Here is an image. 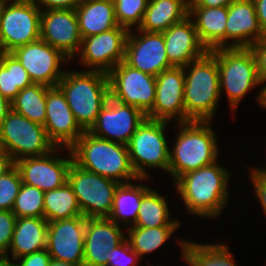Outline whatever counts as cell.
<instances>
[{
    "instance_id": "19",
    "label": "cell",
    "mask_w": 266,
    "mask_h": 266,
    "mask_svg": "<svg viewBox=\"0 0 266 266\" xmlns=\"http://www.w3.org/2000/svg\"><path fill=\"white\" fill-rule=\"evenodd\" d=\"M44 127L49 140L59 151L60 148L64 149L63 147L70 149L84 133L58 86L47 88Z\"/></svg>"
},
{
    "instance_id": "16",
    "label": "cell",
    "mask_w": 266,
    "mask_h": 266,
    "mask_svg": "<svg viewBox=\"0 0 266 266\" xmlns=\"http://www.w3.org/2000/svg\"><path fill=\"white\" fill-rule=\"evenodd\" d=\"M85 228L84 216L48 222L46 250L51 258L83 266Z\"/></svg>"
},
{
    "instance_id": "2",
    "label": "cell",
    "mask_w": 266,
    "mask_h": 266,
    "mask_svg": "<svg viewBox=\"0 0 266 266\" xmlns=\"http://www.w3.org/2000/svg\"><path fill=\"white\" fill-rule=\"evenodd\" d=\"M70 150L73 162L86 171L119 183L139 179L131 165L125 144L102 139L84 131Z\"/></svg>"
},
{
    "instance_id": "43",
    "label": "cell",
    "mask_w": 266,
    "mask_h": 266,
    "mask_svg": "<svg viewBox=\"0 0 266 266\" xmlns=\"http://www.w3.org/2000/svg\"><path fill=\"white\" fill-rule=\"evenodd\" d=\"M36 5L45 6L44 10L75 9L81 0H32Z\"/></svg>"
},
{
    "instance_id": "30",
    "label": "cell",
    "mask_w": 266,
    "mask_h": 266,
    "mask_svg": "<svg viewBox=\"0 0 266 266\" xmlns=\"http://www.w3.org/2000/svg\"><path fill=\"white\" fill-rule=\"evenodd\" d=\"M165 198L153 189H149L141 199L137 221L132 227H179L180 220H171Z\"/></svg>"
},
{
    "instance_id": "33",
    "label": "cell",
    "mask_w": 266,
    "mask_h": 266,
    "mask_svg": "<svg viewBox=\"0 0 266 266\" xmlns=\"http://www.w3.org/2000/svg\"><path fill=\"white\" fill-rule=\"evenodd\" d=\"M47 88L45 85L33 83L21 89L11 102L12 110L25 116L32 122L44 126L46 120Z\"/></svg>"
},
{
    "instance_id": "44",
    "label": "cell",
    "mask_w": 266,
    "mask_h": 266,
    "mask_svg": "<svg viewBox=\"0 0 266 266\" xmlns=\"http://www.w3.org/2000/svg\"><path fill=\"white\" fill-rule=\"evenodd\" d=\"M234 0H189L188 7L228 6Z\"/></svg>"
},
{
    "instance_id": "37",
    "label": "cell",
    "mask_w": 266,
    "mask_h": 266,
    "mask_svg": "<svg viewBox=\"0 0 266 266\" xmlns=\"http://www.w3.org/2000/svg\"><path fill=\"white\" fill-rule=\"evenodd\" d=\"M22 184L20 172L15 165L0 178V210L12 211Z\"/></svg>"
},
{
    "instance_id": "48",
    "label": "cell",
    "mask_w": 266,
    "mask_h": 266,
    "mask_svg": "<svg viewBox=\"0 0 266 266\" xmlns=\"http://www.w3.org/2000/svg\"><path fill=\"white\" fill-rule=\"evenodd\" d=\"M258 103L261 105L262 108H266V84L264 87L261 88L259 95L257 96Z\"/></svg>"
},
{
    "instance_id": "45",
    "label": "cell",
    "mask_w": 266,
    "mask_h": 266,
    "mask_svg": "<svg viewBox=\"0 0 266 266\" xmlns=\"http://www.w3.org/2000/svg\"><path fill=\"white\" fill-rule=\"evenodd\" d=\"M256 15L263 33H266V0H253Z\"/></svg>"
},
{
    "instance_id": "23",
    "label": "cell",
    "mask_w": 266,
    "mask_h": 266,
    "mask_svg": "<svg viewBox=\"0 0 266 266\" xmlns=\"http://www.w3.org/2000/svg\"><path fill=\"white\" fill-rule=\"evenodd\" d=\"M263 36L264 33L260 27L253 0L232 1L228 5L225 48L251 47ZM231 39L234 42L229 45L227 40Z\"/></svg>"
},
{
    "instance_id": "17",
    "label": "cell",
    "mask_w": 266,
    "mask_h": 266,
    "mask_svg": "<svg viewBox=\"0 0 266 266\" xmlns=\"http://www.w3.org/2000/svg\"><path fill=\"white\" fill-rule=\"evenodd\" d=\"M128 32L124 61L142 72L158 76L165 69L173 67L167 58L163 33L138 30Z\"/></svg>"
},
{
    "instance_id": "50",
    "label": "cell",
    "mask_w": 266,
    "mask_h": 266,
    "mask_svg": "<svg viewBox=\"0 0 266 266\" xmlns=\"http://www.w3.org/2000/svg\"><path fill=\"white\" fill-rule=\"evenodd\" d=\"M0 266H15L12 261L9 260V257H0Z\"/></svg>"
},
{
    "instance_id": "40",
    "label": "cell",
    "mask_w": 266,
    "mask_h": 266,
    "mask_svg": "<svg viewBox=\"0 0 266 266\" xmlns=\"http://www.w3.org/2000/svg\"><path fill=\"white\" fill-rule=\"evenodd\" d=\"M250 49L256 59L260 83H263L266 81V33L258 42L254 43Z\"/></svg>"
},
{
    "instance_id": "28",
    "label": "cell",
    "mask_w": 266,
    "mask_h": 266,
    "mask_svg": "<svg viewBox=\"0 0 266 266\" xmlns=\"http://www.w3.org/2000/svg\"><path fill=\"white\" fill-rule=\"evenodd\" d=\"M130 183H120L114 194L113 207L107 218L117 225H119L118 221H121L120 223L128 222L127 224L130 223L131 226L135 225L142 196L150 189L149 186H133ZM129 216L132 219H129Z\"/></svg>"
},
{
    "instance_id": "8",
    "label": "cell",
    "mask_w": 266,
    "mask_h": 266,
    "mask_svg": "<svg viewBox=\"0 0 266 266\" xmlns=\"http://www.w3.org/2000/svg\"><path fill=\"white\" fill-rule=\"evenodd\" d=\"M55 148L43 125L32 122L13 110L2 122L0 151L5 152L14 162L20 158L46 155Z\"/></svg>"
},
{
    "instance_id": "29",
    "label": "cell",
    "mask_w": 266,
    "mask_h": 266,
    "mask_svg": "<svg viewBox=\"0 0 266 266\" xmlns=\"http://www.w3.org/2000/svg\"><path fill=\"white\" fill-rule=\"evenodd\" d=\"M178 243L181 244L182 259L190 266H237L224 243L207 245L183 239Z\"/></svg>"
},
{
    "instance_id": "36",
    "label": "cell",
    "mask_w": 266,
    "mask_h": 266,
    "mask_svg": "<svg viewBox=\"0 0 266 266\" xmlns=\"http://www.w3.org/2000/svg\"><path fill=\"white\" fill-rule=\"evenodd\" d=\"M115 16L119 26L130 31L132 26L142 23L149 0H113Z\"/></svg>"
},
{
    "instance_id": "6",
    "label": "cell",
    "mask_w": 266,
    "mask_h": 266,
    "mask_svg": "<svg viewBox=\"0 0 266 266\" xmlns=\"http://www.w3.org/2000/svg\"><path fill=\"white\" fill-rule=\"evenodd\" d=\"M210 52L217 59L220 92L225 91L235 110L245 94L260 85L255 56L250 47H226Z\"/></svg>"
},
{
    "instance_id": "49",
    "label": "cell",
    "mask_w": 266,
    "mask_h": 266,
    "mask_svg": "<svg viewBox=\"0 0 266 266\" xmlns=\"http://www.w3.org/2000/svg\"><path fill=\"white\" fill-rule=\"evenodd\" d=\"M49 266H75V265L64 262V261H58V260L51 259Z\"/></svg>"
},
{
    "instance_id": "10",
    "label": "cell",
    "mask_w": 266,
    "mask_h": 266,
    "mask_svg": "<svg viewBox=\"0 0 266 266\" xmlns=\"http://www.w3.org/2000/svg\"><path fill=\"white\" fill-rule=\"evenodd\" d=\"M85 218L108 217L119 182L86 171L72 162L67 176Z\"/></svg>"
},
{
    "instance_id": "25",
    "label": "cell",
    "mask_w": 266,
    "mask_h": 266,
    "mask_svg": "<svg viewBox=\"0 0 266 266\" xmlns=\"http://www.w3.org/2000/svg\"><path fill=\"white\" fill-rule=\"evenodd\" d=\"M81 38L119 26L113 0H81L75 8Z\"/></svg>"
},
{
    "instance_id": "13",
    "label": "cell",
    "mask_w": 266,
    "mask_h": 266,
    "mask_svg": "<svg viewBox=\"0 0 266 266\" xmlns=\"http://www.w3.org/2000/svg\"><path fill=\"white\" fill-rule=\"evenodd\" d=\"M145 118L146 115L140 109L109 96L88 132L96 137L127 145Z\"/></svg>"
},
{
    "instance_id": "34",
    "label": "cell",
    "mask_w": 266,
    "mask_h": 266,
    "mask_svg": "<svg viewBox=\"0 0 266 266\" xmlns=\"http://www.w3.org/2000/svg\"><path fill=\"white\" fill-rule=\"evenodd\" d=\"M178 227H130L128 229V240L132 250L139 257L149 254L164 244Z\"/></svg>"
},
{
    "instance_id": "32",
    "label": "cell",
    "mask_w": 266,
    "mask_h": 266,
    "mask_svg": "<svg viewBox=\"0 0 266 266\" xmlns=\"http://www.w3.org/2000/svg\"><path fill=\"white\" fill-rule=\"evenodd\" d=\"M33 84L26 69L11 52H0V92L13 101L21 89Z\"/></svg>"
},
{
    "instance_id": "3",
    "label": "cell",
    "mask_w": 266,
    "mask_h": 266,
    "mask_svg": "<svg viewBox=\"0 0 266 266\" xmlns=\"http://www.w3.org/2000/svg\"><path fill=\"white\" fill-rule=\"evenodd\" d=\"M57 86L64 93L80 128L89 131L110 96L108 74L90 69L66 71Z\"/></svg>"
},
{
    "instance_id": "31",
    "label": "cell",
    "mask_w": 266,
    "mask_h": 266,
    "mask_svg": "<svg viewBox=\"0 0 266 266\" xmlns=\"http://www.w3.org/2000/svg\"><path fill=\"white\" fill-rule=\"evenodd\" d=\"M43 217L48 222L83 216L76 195L66 182L62 187L44 193Z\"/></svg>"
},
{
    "instance_id": "18",
    "label": "cell",
    "mask_w": 266,
    "mask_h": 266,
    "mask_svg": "<svg viewBox=\"0 0 266 266\" xmlns=\"http://www.w3.org/2000/svg\"><path fill=\"white\" fill-rule=\"evenodd\" d=\"M185 74L183 67H171L156 76V97L146 118L167 121L174 116L178 123L189 122L184 106Z\"/></svg>"
},
{
    "instance_id": "27",
    "label": "cell",
    "mask_w": 266,
    "mask_h": 266,
    "mask_svg": "<svg viewBox=\"0 0 266 266\" xmlns=\"http://www.w3.org/2000/svg\"><path fill=\"white\" fill-rule=\"evenodd\" d=\"M189 0H149L138 30L162 33L188 16Z\"/></svg>"
},
{
    "instance_id": "46",
    "label": "cell",
    "mask_w": 266,
    "mask_h": 266,
    "mask_svg": "<svg viewBox=\"0 0 266 266\" xmlns=\"http://www.w3.org/2000/svg\"><path fill=\"white\" fill-rule=\"evenodd\" d=\"M15 162L8 156L5 152L0 151V178L7 173L13 166Z\"/></svg>"
},
{
    "instance_id": "21",
    "label": "cell",
    "mask_w": 266,
    "mask_h": 266,
    "mask_svg": "<svg viewBox=\"0 0 266 266\" xmlns=\"http://www.w3.org/2000/svg\"><path fill=\"white\" fill-rule=\"evenodd\" d=\"M126 235L107 217L86 218L83 266H107L110 251L121 244Z\"/></svg>"
},
{
    "instance_id": "5",
    "label": "cell",
    "mask_w": 266,
    "mask_h": 266,
    "mask_svg": "<svg viewBox=\"0 0 266 266\" xmlns=\"http://www.w3.org/2000/svg\"><path fill=\"white\" fill-rule=\"evenodd\" d=\"M178 124L181 126L180 132L173 150L169 151L168 169V173L175 181L181 175L216 162L219 151L210 121Z\"/></svg>"
},
{
    "instance_id": "47",
    "label": "cell",
    "mask_w": 266,
    "mask_h": 266,
    "mask_svg": "<svg viewBox=\"0 0 266 266\" xmlns=\"http://www.w3.org/2000/svg\"><path fill=\"white\" fill-rule=\"evenodd\" d=\"M12 110L11 101L5 98L0 92V128L2 126V122L8 115V113Z\"/></svg>"
},
{
    "instance_id": "14",
    "label": "cell",
    "mask_w": 266,
    "mask_h": 266,
    "mask_svg": "<svg viewBox=\"0 0 266 266\" xmlns=\"http://www.w3.org/2000/svg\"><path fill=\"white\" fill-rule=\"evenodd\" d=\"M128 30L117 26L109 31L82 38L79 49L81 63L90 70L109 73L124 61ZM82 48V49H81Z\"/></svg>"
},
{
    "instance_id": "20",
    "label": "cell",
    "mask_w": 266,
    "mask_h": 266,
    "mask_svg": "<svg viewBox=\"0 0 266 266\" xmlns=\"http://www.w3.org/2000/svg\"><path fill=\"white\" fill-rule=\"evenodd\" d=\"M40 38L70 60L79 53L82 38L75 9L41 11Z\"/></svg>"
},
{
    "instance_id": "12",
    "label": "cell",
    "mask_w": 266,
    "mask_h": 266,
    "mask_svg": "<svg viewBox=\"0 0 266 266\" xmlns=\"http://www.w3.org/2000/svg\"><path fill=\"white\" fill-rule=\"evenodd\" d=\"M11 53L26 69L33 83L47 87L58 85L65 72L59 68L60 63L69 59L41 38L20 46Z\"/></svg>"
},
{
    "instance_id": "26",
    "label": "cell",
    "mask_w": 266,
    "mask_h": 266,
    "mask_svg": "<svg viewBox=\"0 0 266 266\" xmlns=\"http://www.w3.org/2000/svg\"><path fill=\"white\" fill-rule=\"evenodd\" d=\"M48 221L44 217L17 218L11 245L14 261L22 256L46 249Z\"/></svg>"
},
{
    "instance_id": "38",
    "label": "cell",
    "mask_w": 266,
    "mask_h": 266,
    "mask_svg": "<svg viewBox=\"0 0 266 266\" xmlns=\"http://www.w3.org/2000/svg\"><path fill=\"white\" fill-rule=\"evenodd\" d=\"M17 217L12 211L0 210V257H7Z\"/></svg>"
},
{
    "instance_id": "9",
    "label": "cell",
    "mask_w": 266,
    "mask_h": 266,
    "mask_svg": "<svg viewBox=\"0 0 266 266\" xmlns=\"http://www.w3.org/2000/svg\"><path fill=\"white\" fill-rule=\"evenodd\" d=\"M167 121L145 118L127 144L131 165L139 180L148 179L146 168L168 172L169 147L165 137Z\"/></svg>"
},
{
    "instance_id": "11",
    "label": "cell",
    "mask_w": 266,
    "mask_h": 266,
    "mask_svg": "<svg viewBox=\"0 0 266 266\" xmlns=\"http://www.w3.org/2000/svg\"><path fill=\"white\" fill-rule=\"evenodd\" d=\"M108 78L111 98L133 105L145 115L153 108L156 76L146 74L122 61L108 73Z\"/></svg>"
},
{
    "instance_id": "15",
    "label": "cell",
    "mask_w": 266,
    "mask_h": 266,
    "mask_svg": "<svg viewBox=\"0 0 266 266\" xmlns=\"http://www.w3.org/2000/svg\"><path fill=\"white\" fill-rule=\"evenodd\" d=\"M56 150H58L57 147L43 156L17 160L15 166L20 172L22 182L37 187L44 193L62 187L67 182L73 156L71 150L68 149L70 159L59 158Z\"/></svg>"
},
{
    "instance_id": "24",
    "label": "cell",
    "mask_w": 266,
    "mask_h": 266,
    "mask_svg": "<svg viewBox=\"0 0 266 266\" xmlns=\"http://www.w3.org/2000/svg\"><path fill=\"white\" fill-rule=\"evenodd\" d=\"M188 16H195L193 23L199 40L208 51L225 48L228 6L188 7Z\"/></svg>"
},
{
    "instance_id": "35",
    "label": "cell",
    "mask_w": 266,
    "mask_h": 266,
    "mask_svg": "<svg viewBox=\"0 0 266 266\" xmlns=\"http://www.w3.org/2000/svg\"><path fill=\"white\" fill-rule=\"evenodd\" d=\"M44 192L37 187L22 184L15 198L12 212L17 218L43 217Z\"/></svg>"
},
{
    "instance_id": "42",
    "label": "cell",
    "mask_w": 266,
    "mask_h": 266,
    "mask_svg": "<svg viewBox=\"0 0 266 266\" xmlns=\"http://www.w3.org/2000/svg\"><path fill=\"white\" fill-rule=\"evenodd\" d=\"M20 259V262L18 261ZM51 256L46 249L22 256L14 263L15 266H49Z\"/></svg>"
},
{
    "instance_id": "1",
    "label": "cell",
    "mask_w": 266,
    "mask_h": 266,
    "mask_svg": "<svg viewBox=\"0 0 266 266\" xmlns=\"http://www.w3.org/2000/svg\"><path fill=\"white\" fill-rule=\"evenodd\" d=\"M228 174L216 161L181 175L175 185L188 212L208 218L220 215L228 200Z\"/></svg>"
},
{
    "instance_id": "41",
    "label": "cell",
    "mask_w": 266,
    "mask_h": 266,
    "mask_svg": "<svg viewBox=\"0 0 266 266\" xmlns=\"http://www.w3.org/2000/svg\"><path fill=\"white\" fill-rule=\"evenodd\" d=\"M250 179L253 182L257 199L262 205V210L266 215V168L265 169H251Z\"/></svg>"
},
{
    "instance_id": "22",
    "label": "cell",
    "mask_w": 266,
    "mask_h": 266,
    "mask_svg": "<svg viewBox=\"0 0 266 266\" xmlns=\"http://www.w3.org/2000/svg\"><path fill=\"white\" fill-rule=\"evenodd\" d=\"M162 33L166 55L173 67H185L208 52L199 40L190 16L185 17Z\"/></svg>"
},
{
    "instance_id": "39",
    "label": "cell",
    "mask_w": 266,
    "mask_h": 266,
    "mask_svg": "<svg viewBox=\"0 0 266 266\" xmlns=\"http://www.w3.org/2000/svg\"><path fill=\"white\" fill-rule=\"evenodd\" d=\"M137 260H139L138 253L132 250L128 240L125 239L110 251L107 266H136Z\"/></svg>"
},
{
    "instance_id": "4",
    "label": "cell",
    "mask_w": 266,
    "mask_h": 266,
    "mask_svg": "<svg viewBox=\"0 0 266 266\" xmlns=\"http://www.w3.org/2000/svg\"><path fill=\"white\" fill-rule=\"evenodd\" d=\"M183 68L186 117L190 121L211 122L222 93L220 92L219 68L216 57L208 51L204 56Z\"/></svg>"
},
{
    "instance_id": "7",
    "label": "cell",
    "mask_w": 266,
    "mask_h": 266,
    "mask_svg": "<svg viewBox=\"0 0 266 266\" xmlns=\"http://www.w3.org/2000/svg\"><path fill=\"white\" fill-rule=\"evenodd\" d=\"M8 1L0 0V52L40 39L42 8L32 0Z\"/></svg>"
}]
</instances>
